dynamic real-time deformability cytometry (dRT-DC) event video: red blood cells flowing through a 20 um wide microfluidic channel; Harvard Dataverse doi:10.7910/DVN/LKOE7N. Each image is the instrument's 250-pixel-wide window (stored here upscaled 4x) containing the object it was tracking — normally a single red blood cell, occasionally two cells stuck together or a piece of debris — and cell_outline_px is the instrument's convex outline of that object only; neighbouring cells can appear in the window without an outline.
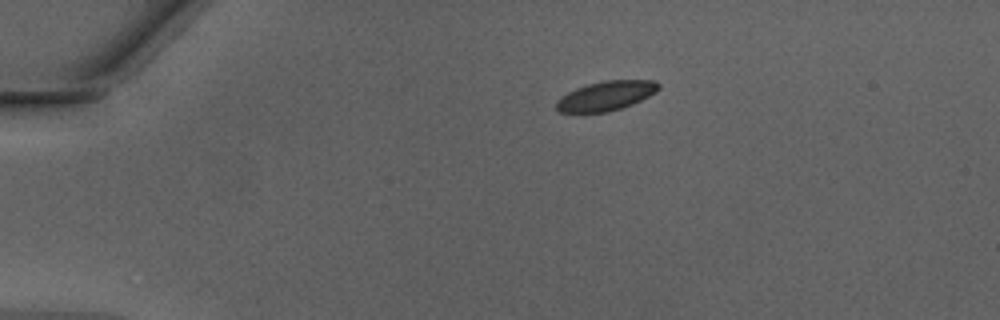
{"species": "Egyptian fruit bat (a non-hibernating species)", "species_latin": "Rousettus aegyptiacus", "temperature_condition": "warm", "stored_images_in_passage": 25, "camera_frame_rate_fps": 3000, "um_per_image_px": 0.085, "animal": {"sex": "male"}, "frame": {"image": 1, "passage_image": 11, "time_ms": 3.333, "image_size_px": [1000, 320], "cell_outline_px": [[660, 88], [656, 92], [632, 104], [608, 112], [560, 112], [556, 108], [556, 100], [560, 96], [576, 88], [588, 84], [604, 80], [656, 80], [660, 84]], "centroid_in_image_um": [51.51, 8.13], "position_along_channel_um": 33.5, "area_um2": 17.51}}
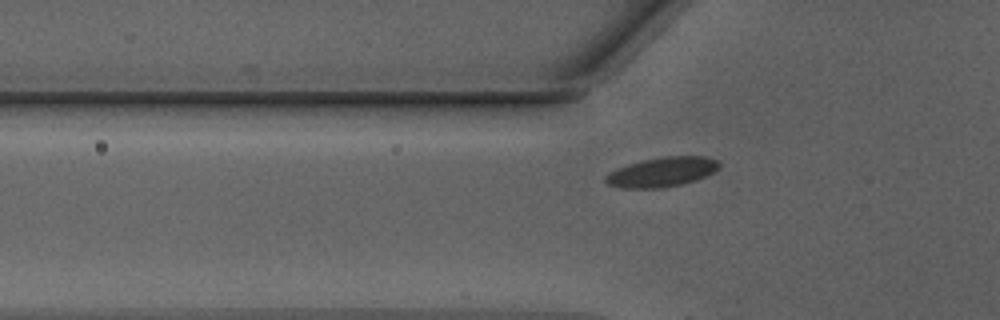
{"frame": {"image": 2, "passage_image": 18, "time_ms": 5.667, "image_size_px": [1000, 320], "cell_outline_px": [[720, 168], [696, 180], [684, 184], [660, 188], [620, 188], [608, 184], [604, 180], [604, 176], [608, 172], [628, 164], [644, 160], [664, 156], [704, 156], [716, 160], [720, 164]], "centroid_in_image_um": [56.24, 14.63], "position_along_channel_um": 69.6, "area_um2": 19.59}}